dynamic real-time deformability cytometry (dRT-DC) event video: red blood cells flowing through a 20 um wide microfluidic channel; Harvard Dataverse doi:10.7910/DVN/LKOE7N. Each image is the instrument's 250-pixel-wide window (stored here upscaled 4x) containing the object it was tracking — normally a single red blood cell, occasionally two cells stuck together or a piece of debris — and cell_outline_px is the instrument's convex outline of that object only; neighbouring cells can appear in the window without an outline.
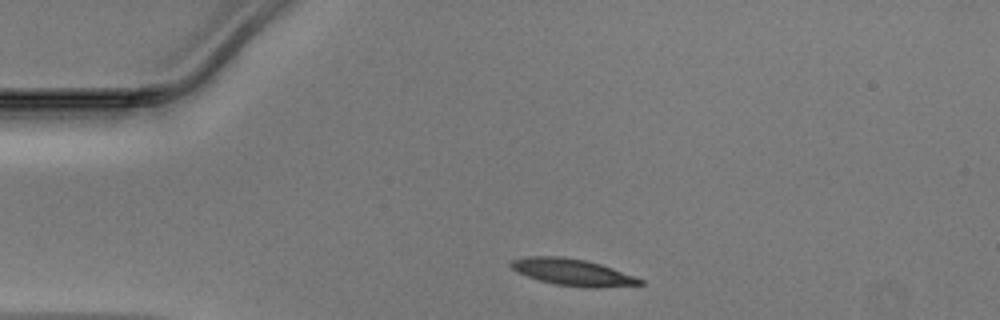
{"species": "Egyptian fruit bat (a non-hibernating species)", "species_latin": "Rousettus aegyptiacus", "temperature_condition": "warm", "stored_images_in_passage": 30, "camera_frame_rate_fps": 3000, "um_per_image_px": 0.085, "animal": {"sex": "male"}, "frame": {"image": 1, "passage_image": 1, "time_ms": 0.0, "image_size_px": [1000, 320], "cell_outline_px": [[644, 284], [596, 288], [588, 288], [556, 284], [540, 280], [516, 272], [508, 264], [512, 260], [528, 256], [560, 256], [584, 260], [600, 264], [612, 268], [644, 280]], "centroid_in_image_um": [48.65, 23.14], "position_along_channel_um": 36.3, "area_um2": 19.88}}
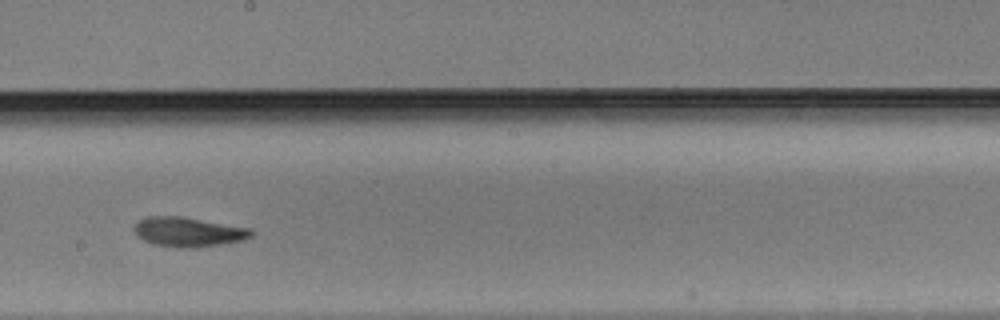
{"frame": {"image": 2, "passage_image": 18, "time_ms": 5.667, "image_size_px": [1000, 320], "cell_outline_px": [[256, 232], [252, 236], [244, 240], [196, 248], [180, 248], [156, 244], [144, 240], [132, 228], [140, 220], [148, 216], [184, 216], [252, 228]], "centroid_in_image_um": [16.09, 19.7], "position_along_channel_um": 232.1, "area_um2": 20.29}}
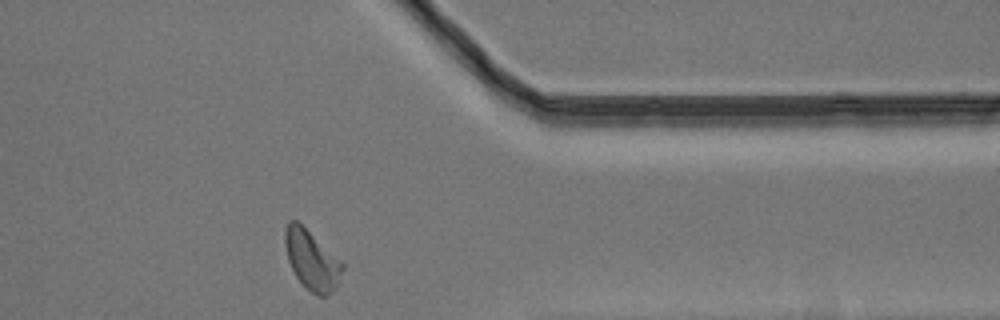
{"frame": {"image": 3, "passage_image": 30, "time_ms": 9.667, "image_size_px": [1000, 320], "cell_outline_px": [[344, 268], [336, 288], [328, 296], [316, 296], [296, 276], [288, 260], [284, 244], [284, 232], [288, 220], [296, 220], [340, 260], [344, 264]], "centroid_in_image_um": [26.49, 22.11], "position_along_channel_um": 384.9, "area_um2": 19.59}}